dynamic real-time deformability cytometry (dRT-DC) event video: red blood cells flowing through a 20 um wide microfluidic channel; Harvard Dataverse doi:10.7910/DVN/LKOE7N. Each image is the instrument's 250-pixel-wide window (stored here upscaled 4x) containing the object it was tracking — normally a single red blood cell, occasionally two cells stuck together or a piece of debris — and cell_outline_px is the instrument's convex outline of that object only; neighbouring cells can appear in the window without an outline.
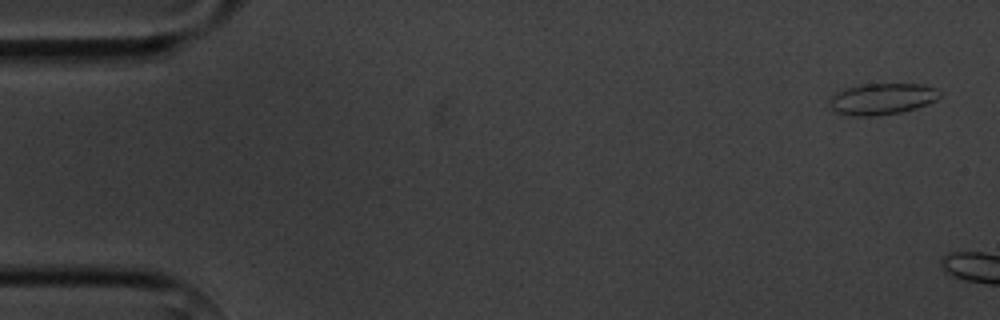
{"species": "common noctule bat (a hibernating species)", "species_latin": "Nyctalus noctula", "temperature_condition": "cold", "stored_images_in_passage": 2, "camera_frame_rate_fps": 3000, "um_per_image_px": 0.085, "animal": {"sex": "male", "body_mass_g": 20.1, "forearm_length_mm": 53.5}, "frame": {"image": 1, "passage_image": 1, "time_ms": 0.0, "image_size_px": [1000, 320], "cell_outline_px": [[940, 96], [936, 100], [916, 108], [900, 112], [876, 116], [852, 116], [832, 112], [828, 100], [836, 92], [848, 88], [864, 84], [924, 84], [936, 88], [940, 92]], "centroid_in_image_um": [74.95, 8.42], "position_along_channel_um": 10.1, "area_um2": 20.23}}